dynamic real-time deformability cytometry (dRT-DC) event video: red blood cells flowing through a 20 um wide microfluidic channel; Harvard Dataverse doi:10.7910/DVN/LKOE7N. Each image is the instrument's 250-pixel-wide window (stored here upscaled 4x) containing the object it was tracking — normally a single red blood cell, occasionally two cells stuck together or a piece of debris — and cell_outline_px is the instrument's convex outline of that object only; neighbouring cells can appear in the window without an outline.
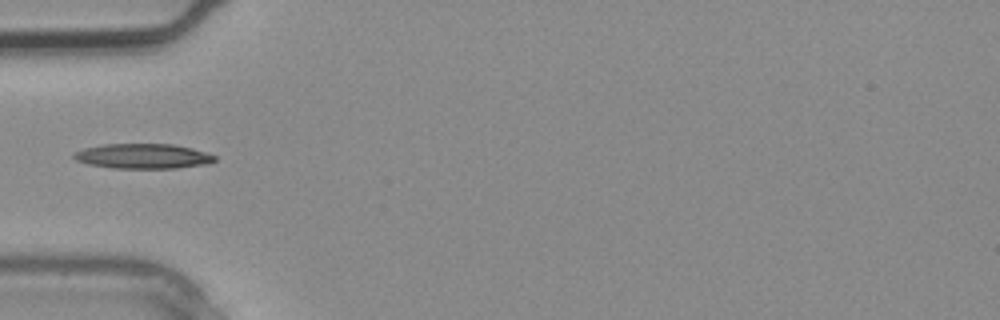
{"species": "common noctule bat (a hibernating species)", "species_latin": "Nyctalus noctula", "temperature_condition": "warm", "stored_images_in_passage": 1, "camera_frame_rate_fps": 3000, "um_per_image_px": 0.085, "animal": {"sex": "male", "body_mass_g": 20.4}, "frame": {"image": 1, "passage_image": 1, "time_ms": 0.0, "image_size_px": [1000, 320], "cell_outline_px": [[216, 160], [208, 164], [176, 168], [112, 168], [88, 164], [76, 160], [72, 156], [76, 152], [84, 148], [104, 144], [172, 144], [192, 148], [216, 156]], "centroid_in_image_um": [12.16, 13.27], "position_along_channel_um": 72.8, "area_um2": 20.4}}